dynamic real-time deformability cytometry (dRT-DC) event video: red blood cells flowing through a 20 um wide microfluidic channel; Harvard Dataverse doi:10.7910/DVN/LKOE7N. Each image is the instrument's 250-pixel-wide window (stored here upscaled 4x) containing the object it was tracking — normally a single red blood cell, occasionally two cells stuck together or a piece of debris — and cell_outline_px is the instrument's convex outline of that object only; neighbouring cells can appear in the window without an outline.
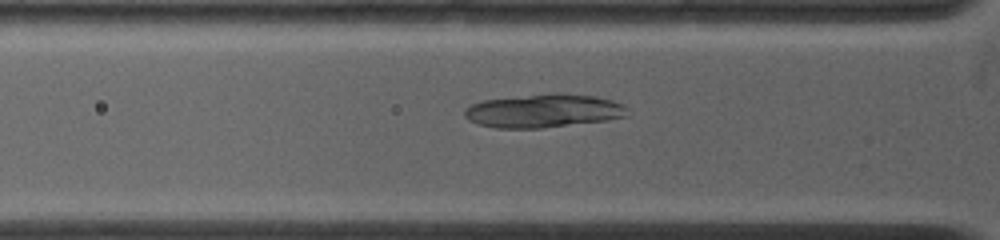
{"species": "common noctule bat (a hibernating species)", "species_latin": "Nyctalus noctula", "temperature_condition": "warm", "stored_images_in_passage": 59, "camera_frame_rate_fps": 4500, "um_per_image_px": 0.085, "animal": {"sex": "female", "body_mass_g": 19.0, "forearm_length_mm": 53.3}, "frame": {"image": 1, "passage_image": 14, "time_ms": 2.889, "image_size_px": [1000, 240], "cell_outline_px": [[628, 116], [608, 120], [540, 128], [496, 128], [476, 124], [468, 120], [464, 116], [464, 108], [472, 104], [484, 100], [552, 92], [556, 92], [596, 96], [612, 100], [628, 108]], "centroid_in_image_um": [46.19, 9.41], "position_along_channel_um": 79.6, "area_um2": 32.02}}
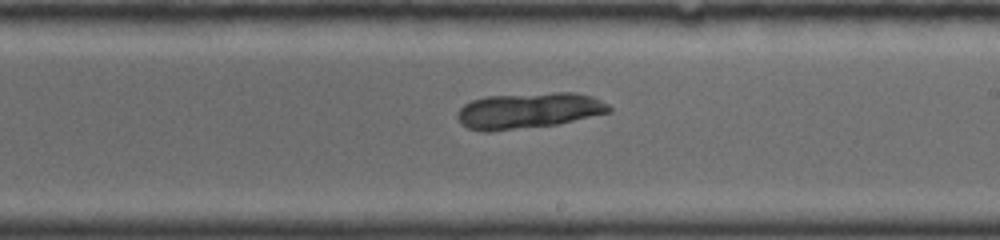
{"frame": {"image": 2, "passage_image": 33, "time_ms": 7.111, "image_size_px": [1000, 240], "cell_outline_px": [[612, 112], [556, 124], [488, 132], [484, 132], [468, 128], [460, 124], [456, 116], [460, 108], [464, 104], [472, 100], [484, 96], [552, 92], [576, 92], [592, 96], [608, 104], [612, 108]], "centroid_in_image_um": [44.92, 9.39], "position_along_channel_um": 244.1, "area_um2": 31.91}}
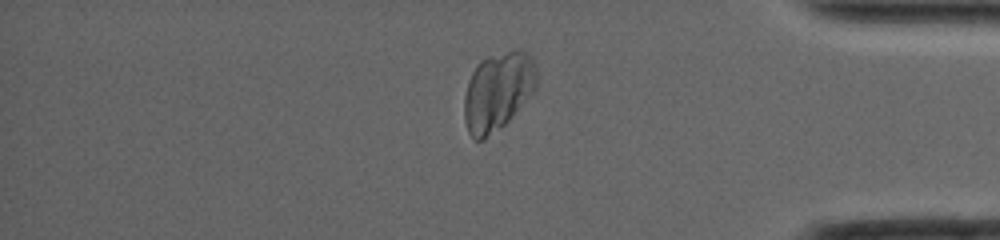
{"frame": {"image": 3, "passage_image": 53, "time_ms": 11.556, "image_size_px": [1000, 240], "cell_outline_px": [[536, 92], [504, 124], [484, 140], [476, 140], [468, 132], [464, 120], [464, 96], [472, 72], [476, 64], [480, 60], [488, 56], [508, 52], [524, 52], [532, 56], [536, 68]], "centroid_in_image_um": [42.32, 7.78], "position_along_channel_um": 392.9, "area_um2": 32.95}}